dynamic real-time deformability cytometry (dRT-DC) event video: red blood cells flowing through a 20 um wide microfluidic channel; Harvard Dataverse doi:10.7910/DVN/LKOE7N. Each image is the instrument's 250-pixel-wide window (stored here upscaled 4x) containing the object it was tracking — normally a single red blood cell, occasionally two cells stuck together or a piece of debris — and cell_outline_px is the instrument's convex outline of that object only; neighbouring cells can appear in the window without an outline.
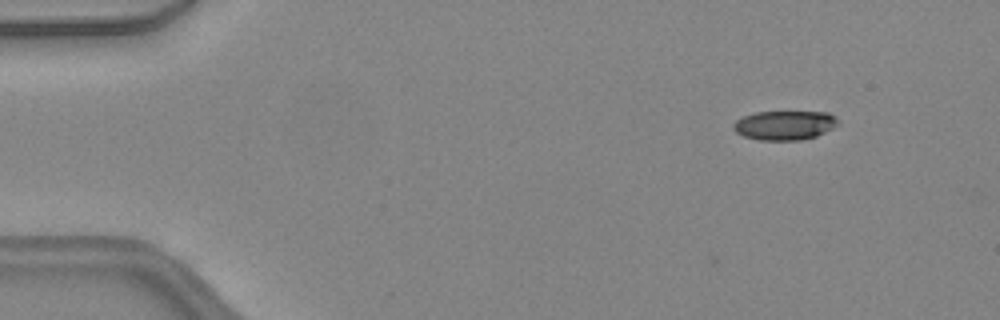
{"species": "common noctule bat (a hibernating species)", "species_latin": "Nyctalus noctula", "temperature_condition": "warm", "stored_images_in_passage": 42, "camera_frame_rate_fps": 3000, "um_per_image_px": 0.085, "animal": {"sex": "female", "body_mass_g": 24.6, "forearm_length_mm": 56.2}, "frame": {"image": 1, "passage_image": 1, "time_ms": 0.0, "image_size_px": [1000, 320], "cell_outline_px": [[840, 124], [816, 136], [800, 140], [760, 140], [744, 136], [736, 132], [732, 128], [732, 124], [736, 120], [744, 116], [756, 112], [828, 112], [836, 116]], "centroid_in_image_um": [66.7, 10.64], "position_along_channel_um": 18.3, "area_um2": 17.86}}
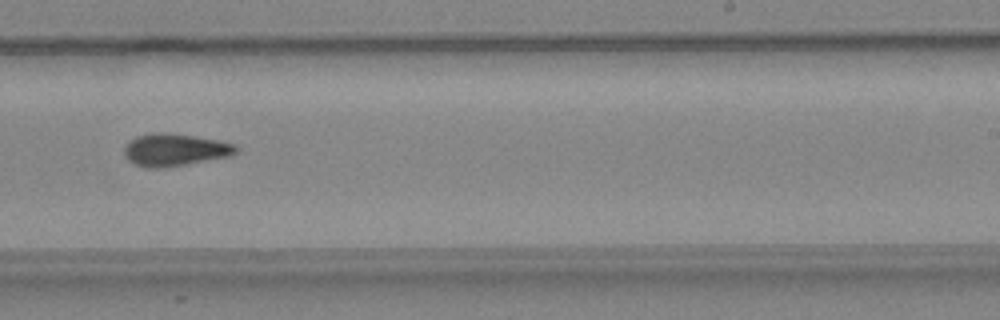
{"frame": {"image": 2, "passage_image": 25, "time_ms": 8.0, "image_size_px": [1000, 320], "cell_outline_px": [[240, 148], [236, 152], [228, 156], [164, 168], [144, 168], [128, 160], [124, 156], [124, 148], [136, 136], [152, 132], [164, 132], [220, 140], [236, 144]], "centroid_in_image_um": [14.86, 12.73], "position_along_channel_um": 274.1, "area_um2": 21.04}}
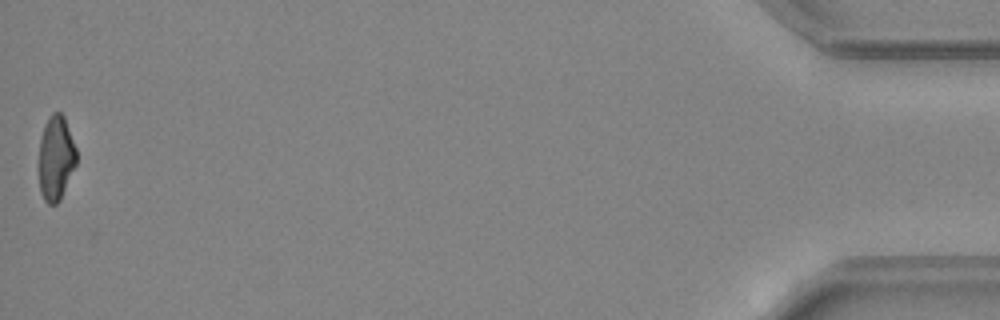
{"frame": {"image": 3, "passage_image": 42, "time_ms": 13.667, "image_size_px": [1000, 320], "cell_outline_px": [[76, 164], [60, 200], [56, 204], [48, 204], [44, 200], [40, 192], [40, 136], [44, 124], [48, 116], [52, 112], [60, 112], [64, 116], [76, 148]], "centroid_in_image_um": [4.75, 13.41], "position_along_channel_um": 430.4, "area_um2": 18.44}, "authors_computed_cell_mechanics": {"area_um2": 20.2011, "velocity_mm_per_s": 4.5005, "shape_relaxation_time_tau1_ms": null, "shape_relaxation_time_tau2_ms": 6.2285, "deformation_change_tau1": null, "deformation_change_tau2": 0.1754}}